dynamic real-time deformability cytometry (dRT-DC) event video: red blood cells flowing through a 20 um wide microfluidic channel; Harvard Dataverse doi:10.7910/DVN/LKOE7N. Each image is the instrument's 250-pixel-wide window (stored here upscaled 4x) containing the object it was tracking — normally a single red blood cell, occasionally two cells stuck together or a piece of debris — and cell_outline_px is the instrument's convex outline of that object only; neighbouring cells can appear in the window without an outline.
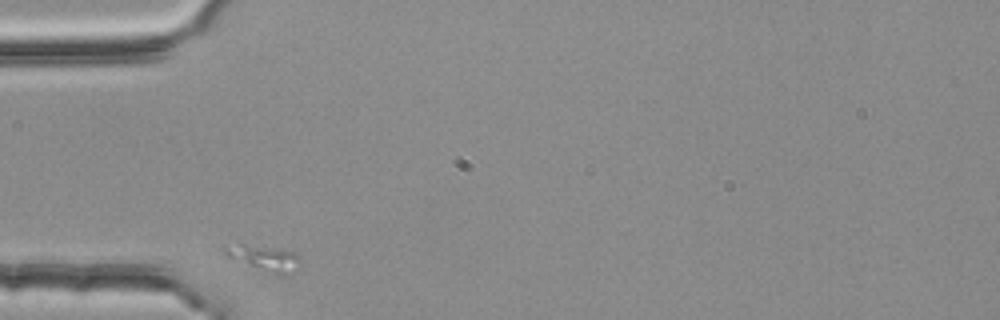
{"species": "common noctule bat (a hibernating species)", "species_latin": "Nyctalus noctula", "temperature_condition": "room temperature", "stored_images_in_passage": 1, "camera_frame_rate_fps": 3000, "um_per_image_px": 0.085, "animal": {"sex": "female", "body_mass_g": 25.1}, "frame": {"image": 1, "passage_image": 1, "time_ms": 0.0, "image_size_px": [1000, 320], "cell_outline_px": [[300, 260], [284, 276], [280, 276], [228, 256], [224, 252], [224, 244], [244, 244], [292, 252], [300, 256]], "centroid_in_image_um": [22.4, 21.91], "position_along_channel_um": 62.6, "area_um2": 10.29}}